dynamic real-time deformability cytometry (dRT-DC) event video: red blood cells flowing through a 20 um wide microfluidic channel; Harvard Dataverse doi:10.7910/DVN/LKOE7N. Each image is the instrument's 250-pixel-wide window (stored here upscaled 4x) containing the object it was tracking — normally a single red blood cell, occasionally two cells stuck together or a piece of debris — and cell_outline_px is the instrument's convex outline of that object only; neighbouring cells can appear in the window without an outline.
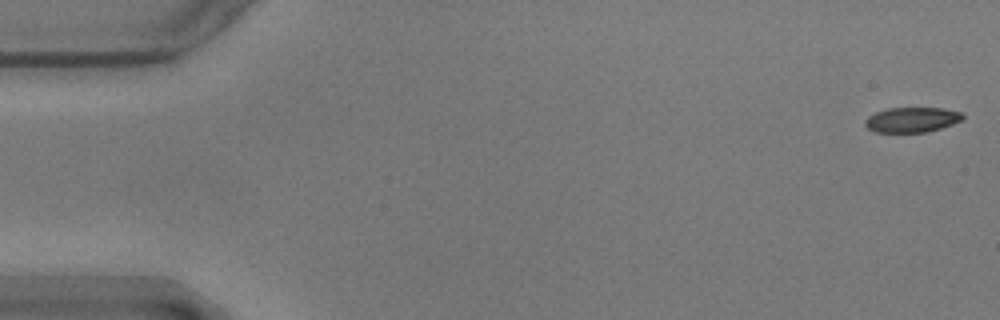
{"species": "common noctule bat (a hibernating species)", "species_latin": "Nyctalus noctula", "temperature_condition": "warm", "stored_images_in_passage": 17, "camera_frame_rate_fps": 3000, "um_per_image_px": 0.085, "animal": {"sex": "male", "body_mass_g": 17.9}, "frame": {"image": 1, "passage_image": 1, "time_ms": 0.0, "image_size_px": [1000, 320], "cell_outline_px": [[964, 120], [928, 132], [876, 132], [868, 128], [864, 124], [864, 120], [868, 116], [876, 112], [888, 108], [944, 108], [960, 112], [964, 116]], "centroid_in_image_um": [77.52, 10.17], "position_along_channel_um": 7.5, "area_um2": 14.28}}
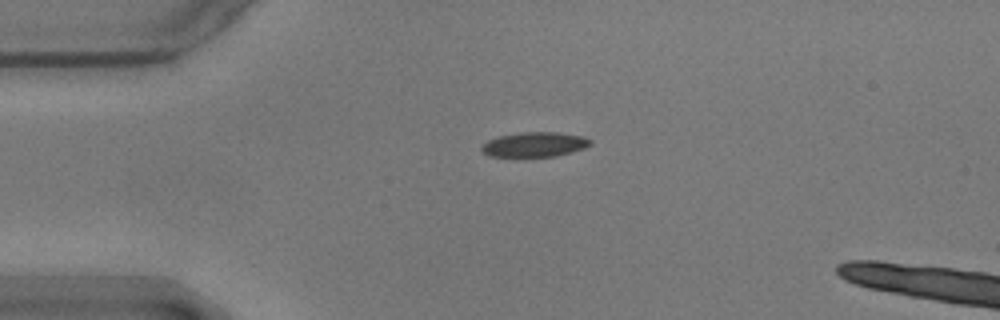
{"frame": {"image": 2, "passage_image": 13, "time_ms": 4.0, "image_size_px": [1000, 320], "cell_outline_px": [[592, 144], [584, 148], [556, 156], [488, 156], [480, 148], [488, 140], [500, 136], [520, 132], [556, 132], [580, 136], [592, 140]], "centroid_in_image_um": [45.44, 12.27], "position_along_channel_um": 39.6, "area_um2": 15.43}}